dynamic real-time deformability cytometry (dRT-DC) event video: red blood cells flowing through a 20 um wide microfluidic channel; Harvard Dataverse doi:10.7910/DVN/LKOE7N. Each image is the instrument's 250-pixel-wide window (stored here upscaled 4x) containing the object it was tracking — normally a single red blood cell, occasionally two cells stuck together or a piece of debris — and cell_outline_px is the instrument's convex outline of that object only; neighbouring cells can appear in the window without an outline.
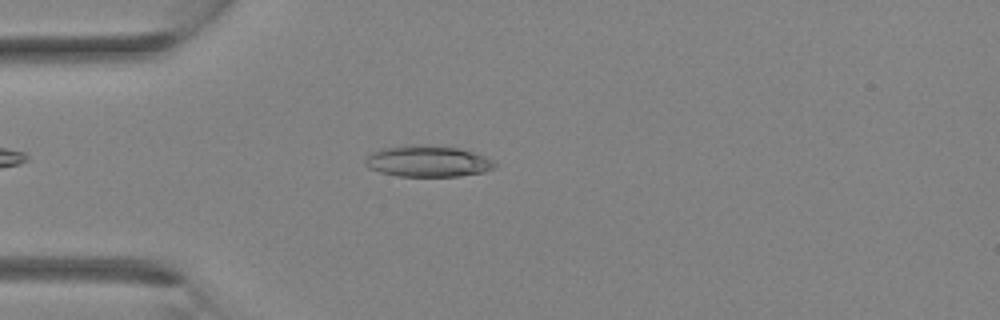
{"species": "Egyptian fruit bat (a non-hibernating species)", "species_latin": "Rousettus aegyptiacus", "temperature_condition": "room temperature", "stored_images_in_passage": 26, "camera_frame_rate_fps": 3000, "um_per_image_px": 0.085, "animal": {"sex": "female"}, "frame": {"image": 1, "passage_image": 2, "time_ms": 0.333, "image_size_px": [1000, 320], "cell_outline_px": [[496, 168], [484, 172], [460, 176], [396, 176], [380, 172], [368, 168], [364, 164], [364, 160], [372, 152], [384, 148], [412, 144], [432, 144], [460, 148], [476, 152], [492, 160], [496, 164]], "centroid_in_image_um": [36.38, 13.69], "position_along_channel_um": 48.6, "area_um2": 23.99}}
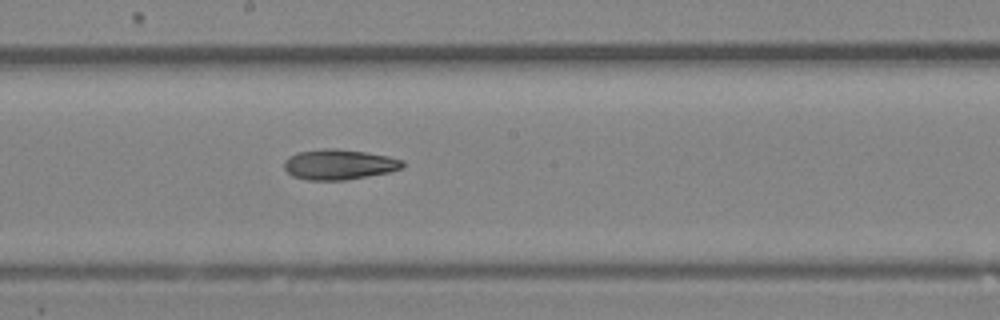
{"frame": {"image": 2, "passage_image": 11, "time_ms": 3.333, "image_size_px": [1000, 320], "cell_outline_px": [[404, 168], [388, 172], [368, 176], [344, 180], [308, 180], [292, 176], [284, 168], [284, 160], [288, 156], [296, 152], [324, 148], [332, 148], [364, 152], [388, 156], [404, 160]], "centroid_in_image_um": [28.8, 13.98], "position_along_channel_um": 219.4, "area_um2": 20.98}}
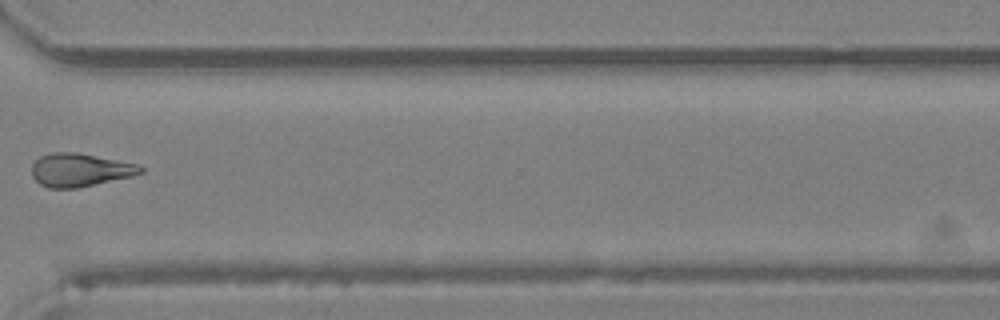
{"frame": {"image": 3, "passage_image": 18, "time_ms": 5.667, "image_size_px": [1000, 320], "cell_outline_px": [[144, 172], [132, 176], [76, 188], [48, 188], [40, 184], [32, 176], [32, 164], [40, 156], [52, 152], [76, 152], [140, 164], [144, 168]], "centroid_in_image_um": [6.8, 14.44], "position_along_channel_um": 363.8, "area_um2": 21.1}}